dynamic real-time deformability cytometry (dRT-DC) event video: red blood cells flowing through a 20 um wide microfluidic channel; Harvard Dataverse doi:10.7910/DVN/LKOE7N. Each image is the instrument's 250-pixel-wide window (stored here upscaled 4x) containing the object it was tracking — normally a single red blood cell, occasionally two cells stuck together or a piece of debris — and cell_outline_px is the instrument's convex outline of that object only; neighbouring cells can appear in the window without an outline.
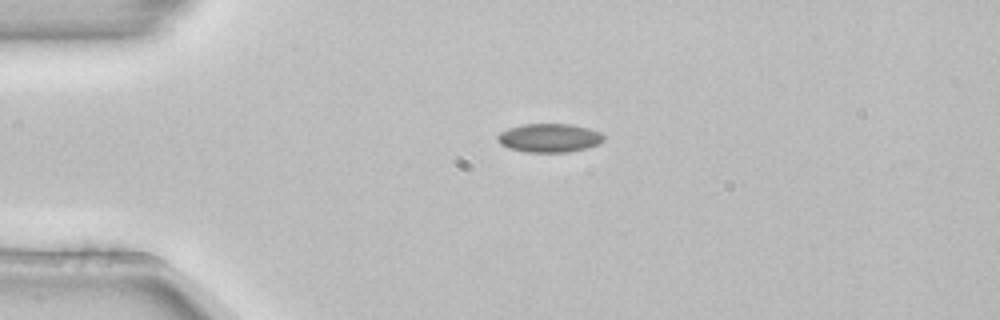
{"species": "common noctule bat (a hibernating species)", "species_latin": "Nyctalus noctula", "temperature_condition": "room temperature", "stored_images_in_passage": 3, "camera_frame_rate_fps": 3000, "um_per_image_px": 0.085, "animal": {"sex": "female", "body_mass_g": 22.7, "forearm_length_mm": 54.2}, "frame": {"image": 1, "passage_image": 1, "time_ms": 0.0, "image_size_px": [1000, 320], "cell_outline_px": [[604, 140], [600, 144], [588, 148], [568, 152], [524, 152], [508, 148], [500, 144], [496, 140], [496, 136], [500, 132], [508, 128], [524, 124], [572, 124], [588, 128], [600, 132], [604, 136]], "centroid_in_image_um": [46.68, 11.73], "position_along_channel_um": 38.3, "area_um2": 17.98}}